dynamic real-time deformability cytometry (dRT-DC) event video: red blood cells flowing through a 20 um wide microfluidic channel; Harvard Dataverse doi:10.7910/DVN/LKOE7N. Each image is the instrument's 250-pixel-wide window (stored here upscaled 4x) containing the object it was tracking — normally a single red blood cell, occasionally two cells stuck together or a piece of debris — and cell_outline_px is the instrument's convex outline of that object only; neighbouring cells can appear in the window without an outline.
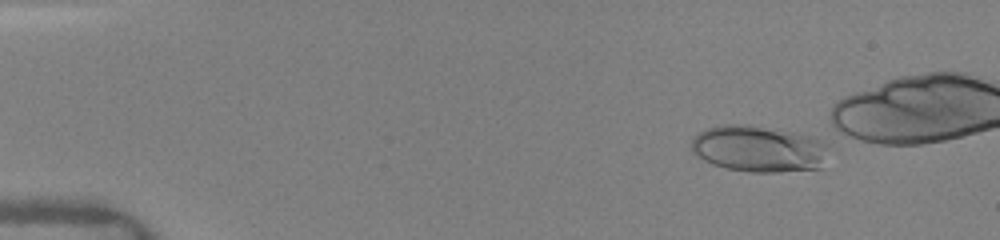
{"species": "human", "species_latin": "Homo sapiens", "temperature_condition": "warm", "stored_images_in_passage": 19, "segment_of_instrument_passage": [1, 2], "camera_frame_rate_fps": 3000, "um_per_image_px": 0.085, "donor": {"sex": "female"}, "frame": {"image": 1, "passage_image": 1, "time_ms": 0.0, "image_size_px": [1000, 240], "cell_outline_px": [[828, 144], [820, 168], [776, 172], [748, 172], [728, 168], [712, 164], [696, 156], [692, 152], [692, 140], [700, 132], [708, 128], [724, 124], [748, 124], [792, 132], [828, 140]], "centroid_in_image_um": [64.49, 12.64], "position_along_channel_um": 20.5, "area_um2": 37.05}}
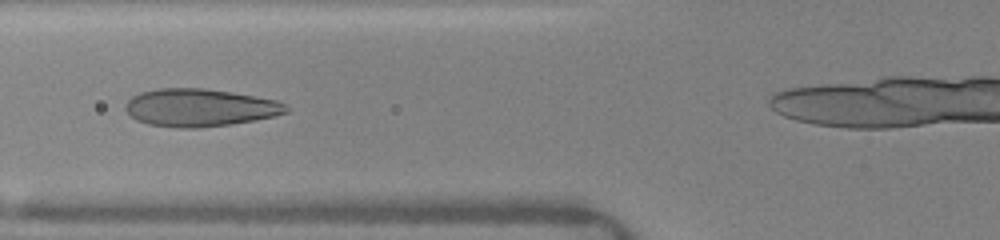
{"frame": {"image": 2, "passage_image": 15, "time_ms": 4.667, "image_size_px": [1000, 240], "cell_outline_px": [[288, 112], [256, 120], [200, 128], [176, 128], [148, 124], [136, 120], [124, 108], [124, 104], [132, 96], [140, 92], [156, 88], [204, 88], [232, 92], [276, 100], [284, 104], [288, 108]], "centroid_in_image_um": [16.93, 9.14], "position_along_channel_um": 108.9, "area_um2": 35.32}}
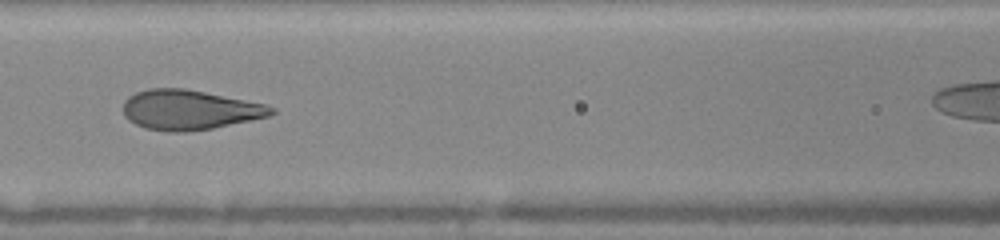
{"frame": {"image": 3, "passage_image": 17, "time_ms": 5.667, "image_size_px": [1000, 240], "cell_outline_px": [[276, 112], [268, 116], [212, 128], [184, 132], [168, 132], [144, 128], [128, 120], [124, 116], [124, 100], [128, 96], [136, 92], [148, 88], [184, 88], [264, 104], [276, 108]], "centroid_in_image_um": [16.05, 9.34], "position_along_channel_um": 150.5, "area_um2": 34.16}}